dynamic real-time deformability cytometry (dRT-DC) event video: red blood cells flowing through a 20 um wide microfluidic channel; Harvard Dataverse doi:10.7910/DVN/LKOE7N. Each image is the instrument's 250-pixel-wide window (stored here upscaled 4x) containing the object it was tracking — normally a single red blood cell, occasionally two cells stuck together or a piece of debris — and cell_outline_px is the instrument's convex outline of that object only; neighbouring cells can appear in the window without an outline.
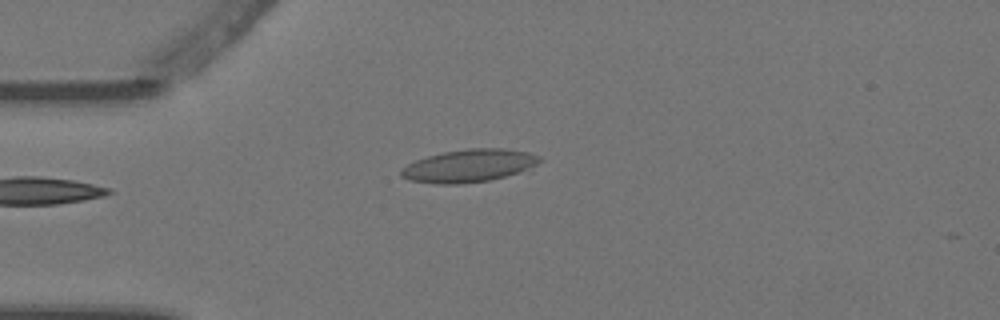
{"species": "Egyptian fruit bat (a non-hibernating species)", "species_latin": "Rousettus aegyptiacus", "temperature_condition": "warm", "stored_images_in_passage": 3, "camera_frame_rate_fps": 3000, "um_per_image_px": 0.085, "animal": {"sex": "female"}, "frame": {"image": 1, "passage_image": 1, "time_ms": 0.0, "image_size_px": [1000, 320], "cell_outline_px": [[540, 160], [536, 164], [516, 172], [504, 176], [488, 180], [460, 184], [436, 184], [408, 180], [400, 176], [400, 168], [416, 160], [428, 156], [444, 152], [468, 148], [504, 148], [528, 152], [540, 156]], "centroid_in_image_um": [39.79, 14.08], "position_along_channel_um": 45.2, "area_um2": 26.13}}
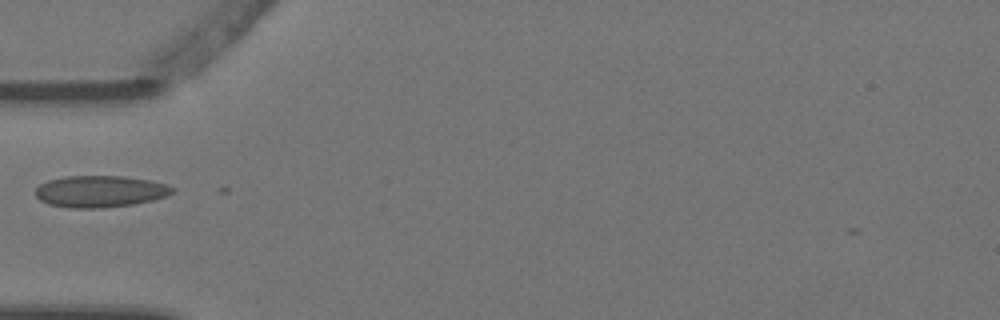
{"frame": {"image": 2, "passage_image": 2, "time_ms": 0.333, "image_size_px": [1000, 320], "cell_outline_px": [[176, 192], [168, 196], [152, 200], [132, 204], [100, 208], [68, 208], [48, 204], [40, 200], [36, 196], [36, 188], [40, 184], [48, 180], [64, 176], [124, 176], [148, 180], [164, 184], [176, 188]], "centroid_in_image_um": [8.51, 16.27], "position_along_channel_um": 76.5, "area_um2": 25.37}}